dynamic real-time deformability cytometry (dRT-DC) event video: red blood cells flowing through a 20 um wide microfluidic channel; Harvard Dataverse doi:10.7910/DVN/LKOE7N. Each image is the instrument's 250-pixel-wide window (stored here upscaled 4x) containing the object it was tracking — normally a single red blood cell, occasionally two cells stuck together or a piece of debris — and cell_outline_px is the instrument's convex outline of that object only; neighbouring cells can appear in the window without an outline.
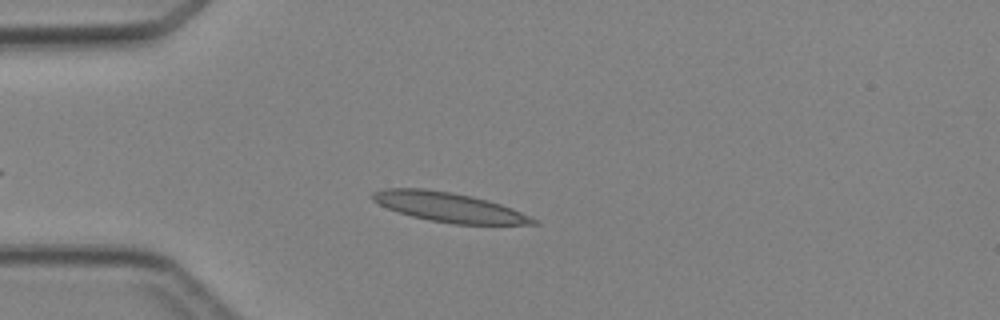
{"species": "Egyptian fruit bat (a non-hibernating species)", "species_latin": "Rousettus aegyptiacus", "temperature_condition": "cold", "stored_images_in_passage": 3, "camera_frame_rate_fps": 3000, "um_per_image_px": 0.085, "animal": {"sex": "female"}, "frame": {"image": 1, "passage_image": 3, "time_ms": 2.333, "image_size_px": [1000, 320], "cell_outline_px": [[540, 224], [452, 224], [412, 216], [388, 208], [372, 200], [372, 192], [384, 188], [424, 188], [452, 192], [472, 196], [488, 200], [512, 208], [540, 220]], "centroid_in_image_um": [38.2, 17.6], "position_along_channel_um": 46.8, "area_um2": 27.51}}